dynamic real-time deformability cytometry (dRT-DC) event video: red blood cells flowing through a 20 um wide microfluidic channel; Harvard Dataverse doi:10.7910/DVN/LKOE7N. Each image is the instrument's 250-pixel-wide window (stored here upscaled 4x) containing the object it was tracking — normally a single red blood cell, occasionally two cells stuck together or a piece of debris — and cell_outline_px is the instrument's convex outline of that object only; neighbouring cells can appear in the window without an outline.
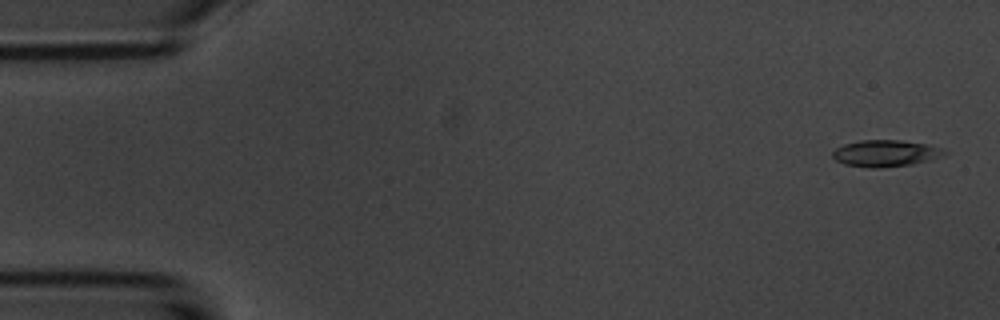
{"species": "common noctule bat (a hibernating species)", "species_latin": "Nyctalus noctula", "temperature_condition": "room temperature", "stored_images_in_passage": 6, "segment_of_instrument_passage": [1, 2], "camera_frame_rate_fps": 3000, "um_per_image_px": 0.085, "animal": {"sex": "male", "body_mass_g": 20.1, "forearm_length_mm": 53.5}, "frame": {"image": 1, "passage_image": 1, "time_ms": 0.0, "image_size_px": [1000, 320], "cell_outline_px": [[948, 152], [944, 156], [912, 164], [880, 168], [868, 168], [844, 164], [836, 160], [832, 156], [832, 152], [836, 148], [844, 144], [860, 140], [900, 140], [924, 144], [940, 148]], "centroid_in_image_um": [75.24, 13.04], "position_along_channel_um": 9.8, "area_um2": 17.28}}